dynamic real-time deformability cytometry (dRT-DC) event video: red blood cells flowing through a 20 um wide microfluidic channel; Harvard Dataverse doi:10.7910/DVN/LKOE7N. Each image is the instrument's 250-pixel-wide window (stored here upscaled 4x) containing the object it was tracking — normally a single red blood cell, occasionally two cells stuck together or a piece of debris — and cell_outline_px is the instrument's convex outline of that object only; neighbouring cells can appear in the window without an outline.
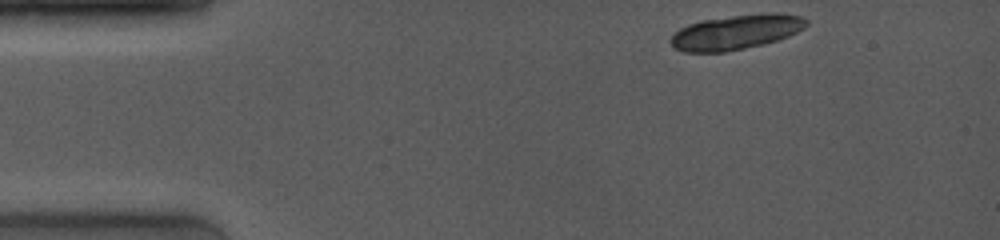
{"species": "common noctule bat (a hibernating species)", "species_latin": "Nyctalus noctula", "temperature_condition": "room temperature", "stored_images_in_passage": 4, "camera_frame_rate_fps": 4000, "um_per_image_px": 0.085, "animal": {"sex": "female", "body_mass_g": 19.0, "forearm_length_mm": 53.3}, "frame": {"image": 1, "passage_image": 1, "time_ms": 0.0, "image_size_px": [1000, 240], "cell_outline_px": [[808, 24], [804, 28], [788, 36], [764, 44], [724, 52], [684, 52], [672, 48], [668, 40], [680, 28], [688, 24], [700, 20], [732, 16], [768, 12], [780, 12], [800, 16], [808, 20]], "centroid_in_image_um": [62.55, 2.72], "position_along_channel_um": 22.5, "area_um2": 27.63}}